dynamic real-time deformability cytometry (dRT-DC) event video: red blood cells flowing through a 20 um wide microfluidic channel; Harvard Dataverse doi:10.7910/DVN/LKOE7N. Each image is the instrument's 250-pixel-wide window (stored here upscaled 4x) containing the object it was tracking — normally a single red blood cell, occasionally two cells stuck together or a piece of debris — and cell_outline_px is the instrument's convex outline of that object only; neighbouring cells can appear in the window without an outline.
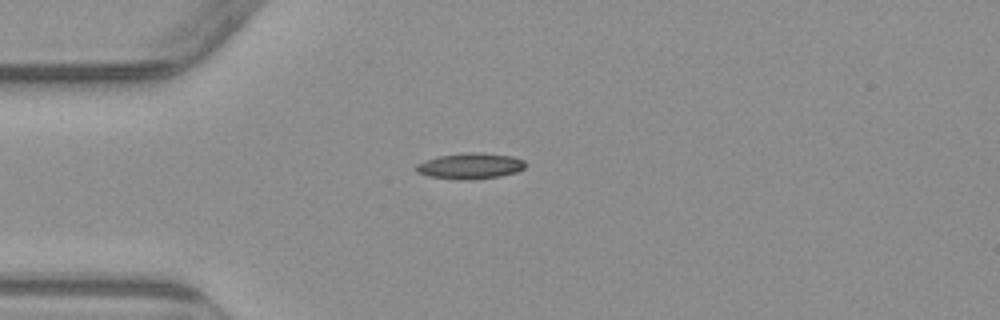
{"species": "common noctule bat (a hibernating species)", "species_latin": "Nyctalus noctula", "temperature_condition": "warm", "stored_images_in_passage": 3, "camera_frame_rate_fps": 3000, "um_per_image_px": 0.085, "animal": {"sex": "male", "body_mass_g": 23.1, "forearm_length_mm": 52.7}, "frame": {"image": 1, "passage_image": 1, "time_ms": 0.0, "image_size_px": [1000, 320], "cell_outline_px": [[524, 168], [516, 172], [500, 176], [468, 180], [452, 180], [432, 176], [416, 172], [412, 168], [416, 164], [424, 160], [440, 156], [468, 152], [484, 152], [512, 156], [524, 160]], "centroid_in_image_um": [39.93, 14.11], "position_along_channel_um": 45.1, "area_um2": 16.65}}
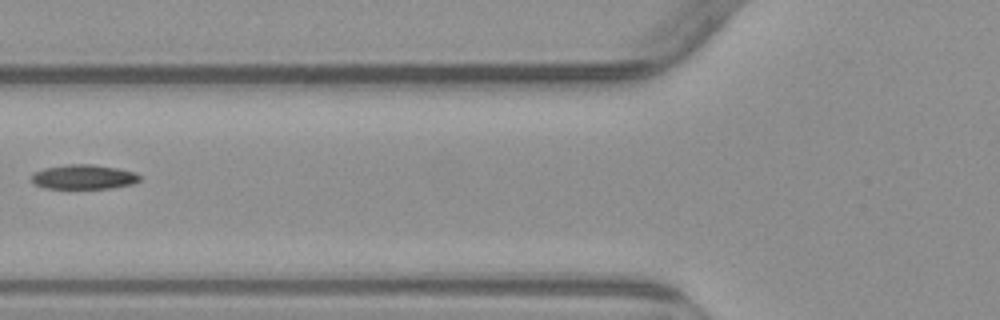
{"frame": {"image": 2, "passage_image": 3, "time_ms": 2.333, "image_size_px": [1000, 320], "cell_outline_px": [[140, 180], [132, 184], [112, 188], [44, 188], [36, 184], [32, 180], [32, 176], [36, 172], [44, 168], [64, 164], [92, 164], [116, 168], [136, 172], [140, 176]], "centroid_in_image_um": [7.14, 15.03], "position_along_channel_um": 118.7, "area_um2": 15.37}}